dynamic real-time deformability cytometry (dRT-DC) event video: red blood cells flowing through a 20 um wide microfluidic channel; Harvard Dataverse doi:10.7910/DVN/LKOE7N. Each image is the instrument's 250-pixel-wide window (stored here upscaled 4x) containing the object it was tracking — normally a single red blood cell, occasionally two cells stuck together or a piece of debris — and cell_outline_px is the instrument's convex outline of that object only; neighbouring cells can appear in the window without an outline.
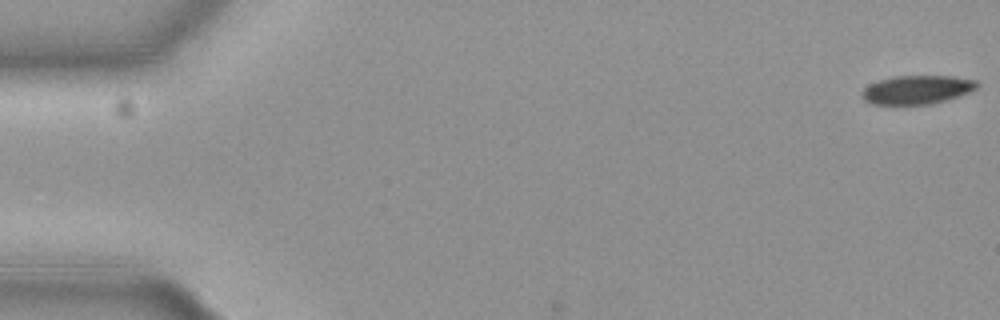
{"species": "common noctule bat (a hibernating species)", "species_latin": "Nyctalus noctula", "temperature_condition": "cold", "stored_images_in_passage": 5, "camera_frame_rate_fps": 3000, "um_per_image_px": 0.085, "animal": {"sex": "female", "body_mass_g": 19.3, "forearm_length_mm": 54.1}, "frame": {"image": 1, "passage_image": 1, "time_ms": 0.0, "image_size_px": [1000, 320], "cell_outline_px": [[980, 84], [976, 88], [960, 96], [928, 104], [872, 104], [864, 100], [860, 96], [860, 92], [864, 88], [880, 80], [892, 76], [952, 76], [976, 80]], "centroid_in_image_um": [77.93, 7.62], "position_along_channel_um": 7.1, "area_um2": 19.13}}